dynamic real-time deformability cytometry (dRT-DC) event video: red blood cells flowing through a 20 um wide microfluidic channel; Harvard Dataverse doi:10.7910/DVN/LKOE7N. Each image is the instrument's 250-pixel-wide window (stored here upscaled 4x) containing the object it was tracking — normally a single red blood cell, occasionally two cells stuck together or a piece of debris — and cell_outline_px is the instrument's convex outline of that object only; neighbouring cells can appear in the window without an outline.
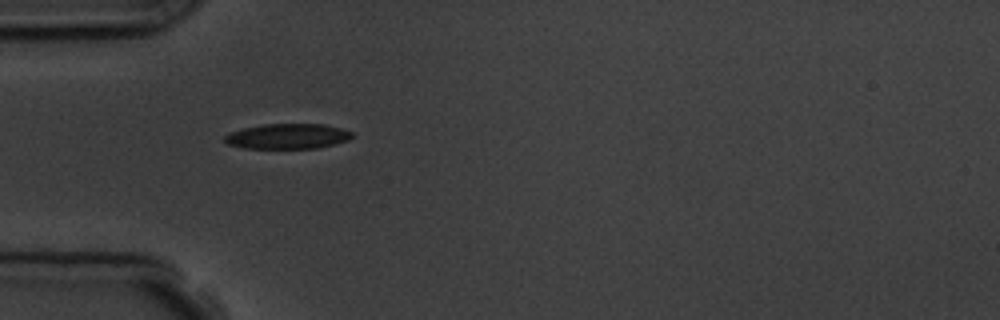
{"species": "common noctule bat (a hibernating species)", "species_latin": "Nyctalus noctula", "temperature_condition": "room temperature", "stored_images_in_passage": 2, "camera_frame_rate_fps": 3000, "um_per_image_px": 0.085, "animal": {"sex": "male", "body_mass_g": 19.5, "forearm_length_mm": 54.6}, "frame": {"image": 1, "passage_image": 1, "time_ms": 0.0, "image_size_px": [1000, 320], "cell_outline_px": [[352, 136], [348, 140], [336, 144], [316, 148], [244, 148], [228, 144], [224, 140], [224, 136], [232, 132], [244, 128], [264, 124], [324, 124], [340, 128], [352, 132]], "centroid_in_image_um": [24.46, 11.58], "position_along_channel_um": 60.5, "area_um2": 18.55}}